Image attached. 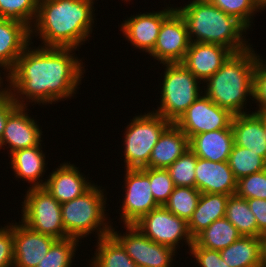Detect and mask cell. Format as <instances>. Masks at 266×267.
<instances>
[{
    "label": "cell",
    "instance_id": "obj_41",
    "mask_svg": "<svg viewBox=\"0 0 266 267\" xmlns=\"http://www.w3.org/2000/svg\"><path fill=\"white\" fill-rule=\"evenodd\" d=\"M250 210L254 214L258 226V238L266 232V199H246Z\"/></svg>",
    "mask_w": 266,
    "mask_h": 267
},
{
    "label": "cell",
    "instance_id": "obj_18",
    "mask_svg": "<svg viewBox=\"0 0 266 267\" xmlns=\"http://www.w3.org/2000/svg\"><path fill=\"white\" fill-rule=\"evenodd\" d=\"M80 168L70 162H63L53 169L44 180V188L60 203L71 201L85 193L93 184L82 174Z\"/></svg>",
    "mask_w": 266,
    "mask_h": 267
},
{
    "label": "cell",
    "instance_id": "obj_36",
    "mask_svg": "<svg viewBox=\"0 0 266 267\" xmlns=\"http://www.w3.org/2000/svg\"><path fill=\"white\" fill-rule=\"evenodd\" d=\"M236 194L244 199H266V169L240 178Z\"/></svg>",
    "mask_w": 266,
    "mask_h": 267
},
{
    "label": "cell",
    "instance_id": "obj_17",
    "mask_svg": "<svg viewBox=\"0 0 266 267\" xmlns=\"http://www.w3.org/2000/svg\"><path fill=\"white\" fill-rule=\"evenodd\" d=\"M232 53L229 48L222 45L191 42L181 63L204 84Z\"/></svg>",
    "mask_w": 266,
    "mask_h": 267
},
{
    "label": "cell",
    "instance_id": "obj_3",
    "mask_svg": "<svg viewBox=\"0 0 266 267\" xmlns=\"http://www.w3.org/2000/svg\"><path fill=\"white\" fill-rule=\"evenodd\" d=\"M184 5L175 6L174 10L184 18L191 42L222 45L233 53L252 46L247 41L250 39H246L244 35L250 30L237 18L226 14L209 0L189 2Z\"/></svg>",
    "mask_w": 266,
    "mask_h": 267
},
{
    "label": "cell",
    "instance_id": "obj_37",
    "mask_svg": "<svg viewBox=\"0 0 266 267\" xmlns=\"http://www.w3.org/2000/svg\"><path fill=\"white\" fill-rule=\"evenodd\" d=\"M149 180L155 202L164 206L175 187L167 169L149 168Z\"/></svg>",
    "mask_w": 266,
    "mask_h": 267
},
{
    "label": "cell",
    "instance_id": "obj_39",
    "mask_svg": "<svg viewBox=\"0 0 266 267\" xmlns=\"http://www.w3.org/2000/svg\"><path fill=\"white\" fill-rule=\"evenodd\" d=\"M188 253H191L193 261L200 267H230L221 258L219 251L199 247L194 242Z\"/></svg>",
    "mask_w": 266,
    "mask_h": 267
},
{
    "label": "cell",
    "instance_id": "obj_19",
    "mask_svg": "<svg viewBox=\"0 0 266 267\" xmlns=\"http://www.w3.org/2000/svg\"><path fill=\"white\" fill-rule=\"evenodd\" d=\"M195 173V188L201 193L236 194L238 180L228 162H212L198 157Z\"/></svg>",
    "mask_w": 266,
    "mask_h": 267
},
{
    "label": "cell",
    "instance_id": "obj_34",
    "mask_svg": "<svg viewBox=\"0 0 266 267\" xmlns=\"http://www.w3.org/2000/svg\"><path fill=\"white\" fill-rule=\"evenodd\" d=\"M197 158L198 157L189 149L172 165L166 168L175 187L195 188Z\"/></svg>",
    "mask_w": 266,
    "mask_h": 267
},
{
    "label": "cell",
    "instance_id": "obj_8",
    "mask_svg": "<svg viewBox=\"0 0 266 267\" xmlns=\"http://www.w3.org/2000/svg\"><path fill=\"white\" fill-rule=\"evenodd\" d=\"M23 197L22 223L57 240L69 238L63 226L61 204L44 187H29Z\"/></svg>",
    "mask_w": 266,
    "mask_h": 267
},
{
    "label": "cell",
    "instance_id": "obj_13",
    "mask_svg": "<svg viewBox=\"0 0 266 267\" xmlns=\"http://www.w3.org/2000/svg\"><path fill=\"white\" fill-rule=\"evenodd\" d=\"M187 25L181 14L174 10L162 23L156 44L148 54L163 63H181L190 46Z\"/></svg>",
    "mask_w": 266,
    "mask_h": 267
},
{
    "label": "cell",
    "instance_id": "obj_15",
    "mask_svg": "<svg viewBox=\"0 0 266 267\" xmlns=\"http://www.w3.org/2000/svg\"><path fill=\"white\" fill-rule=\"evenodd\" d=\"M28 106L17 105L9 114L0 139V149H9V155L20 149L42 146V130L39 122L30 116ZM29 113V114H28ZM38 122V124H37Z\"/></svg>",
    "mask_w": 266,
    "mask_h": 267
},
{
    "label": "cell",
    "instance_id": "obj_32",
    "mask_svg": "<svg viewBox=\"0 0 266 267\" xmlns=\"http://www.w3.org/2000/svg\"><path fill=\"white\" fill-rule=\"evenodd\" d=\"M79 242L74 237L56 240L37 267H72Z\"/></svg>",
    "mask_w": 266,
    "mask_h": 267
},
{
    "label": "cell",
    "instance_id": "obj_24",
    "mask_svg": "<svg viewBox=\"0 0 266 267\" xmlns=\"http://www.w3.org/2000/svg\"><path fill=\"white\" fill-rule=\"evenodd\" d=\"M189 149V138L175 123H171L160 135L147 167L166 169Z\"/></svg>",
    "mask_w": 266,
    "mask_h": 267
},
{
    "label": "cell",
    "instance_id": "obj_21",
    "mask_svg": "<svg viewBox=\"0 0 266 267\" xmlns=\"http://www.w3.org/2000/svg\"><path fill=\"white\" fill-rule=\"evenodd\" d=\"M231 127L236 146L251 150L266 161V135L263 128V113L252 111L234 115Z\"/></svg>",
    "mask_w": 266,
    "mask_h": 267
},
{
    "label": "cell",
    "instance_id": "obj_10",
    "mask_svg": "<svg viewBox=\"0 0 266 267\" xmlns=\"http://www.w3.org/2000/svg\"><path fill=\"white\" fill-rule=\"evenodd\" d=\"M124 175L125 191L120 205L121 223L133 225L142 216L156 209L159 205L155 202L149 180V168L126 169Z\"/></svg>",
    "mask_w": 266,
    "mask_h": 267
},
{
    "label": "cell",
    "instance_id": "obj_6",
    "mask_svg": "<svg viewBox=\"0 0 266 267\" xmlns=\"http://www.w3.org/2000/svg\"><path fill=\"white\" fill-rule=\"evenodd\" d=\"M165 69L158 109L164 119L175 123L202 94L203 85L182 63H163ZM165 67V68H164Z\"/></svg>",
    "mask_w": 266,
    "mask_h": 267
},
{
    "label": "cell",
    "instance_id": "obj_47",
    "mask_svg": "<svg viewBox=\"0 0 266 267\" xmlns=\"http://www.w3.org/2000/svg\"><path fill=\"white\" fill-rule=\"evenodd\" d=\"M197 1H206V0H189L187 3H189V2H197Z\"/></svg>",
    "mask_w": 266,
    "mask_h": 267
},
{
    "label": "cell",
    "instance_id": "obj_20",
    "mask_svg": "<svg viewBox=\"0 0 266 267\" xmlns=\"http://www.w3.org/2000/svg\"><path fill=\"white\" fill-rule=\"evenodd\" d=\"M31 43V30L19 21L0 17V65L10 72Z\"/></svg>",
    "mask_w": 266,
    "mask_h": 267
},
{
    "label": "cell",
    "instance_id": "obj_43",
    "mask_svg": "<svg viewBox=\"0 0 266 267\" xmlns=\"http://www.w3.org/2000/svg\"><path fill=\"white\" fill-rule=\"evenodd\" d=\"M0 68L4 71H2L1 69H0V71L1 72H3V73H1L0 72V99H2V98H4V97H6L9 93H10V87H9V72L2 66V65H0ZM6 72V73H5ZM5 73V74H4ZM4 76V77H1L2 75ZM6 77V78H5ZM5 78L6 80H3V79ZM3 81H6L7 82V84H6V82H3ZM6 85H5V84ZM6 87H5V86Z\"/></svg>",
    "mask_w": 266,
    "mask_h": 267
},
{
    "label": "cell",
    "instance_id": "obj_31",
    "mask_svg": "<svg viewBox=\"0 0 266 267\" xmlns=\"http://www.w3.org/2000/svg\"><path fill=\"white\" fill-rule=\"evenodd\" d=\"M201 192L192 187H174L164 207L187 222L197 207Z\"/></svg>",
    "mask_w": 266,
    "mask_h": 267
},
{
    "label": "cell",
    "instance_id": "obj_7",
    "mask_svg": "<svg viewBox=\"0 0 266 267\" xmlns=\"http://www.w3.org/2000/svg\"><path fill=\"white\" fill-rule=\"evenodd\" d=\"M171 124L152 110L136 115L124 132V169L147 168L152 150L160 135Z\"/></svg>",
    "mask_w": 266,
    "mask_h": 267
},
{
    "label": "cell",
    "instance_id": "obj_5",
    "mask_svg": "<svg viewBox=\"0 0 266 267\" xmlns=\"http://www.w3.org/2000/svg\"><path fill=\"white\" fill-rule=\"evenodd\" d=\"M101 188L94 183L81 196L61 204L63 226L69 237L81 241L94 232L97 239L111 233L113 222L108 219L105 209L107 193Z\"/></svg>",
    "mask_w": 266,
    "mask_h": 267
},
{
    "label": "cell",
    "instance_id": "obj_29",
    "mask_svg": "<svg viewBox=\"0 0 266 267\" xmlns=\"http://www.w3.org/2000/svg\"><path fill=\"white\" fill-rule=\"evenodd\" d=\"M225 218L242 236L258 237L257 221L246 199L237 194L230 195L226 203Z\"/></svg>",
    "mask_w": 266,
    "mask_h": 267
},
{
    "label": "cell",
    "instance_id": "obj_42",
    "mask_svg": "<svg viewBox=\"0 0 266 267\" xmlns=\"http://www.w3.org/2000/svg\"><path fill=\"white\" fill-rule=\"evenodd\" d=\"M17 106L11 93L0 99V139L6 126L8 114Z\"/></svg>",
    "mask_w": 266,
    "mask_h": 267
},
{
    "label": "cell",
    "instance_id": "obj_1",
    "mask_svg": "<svg viewBox=\"0 0 266 267\" xmlns=\"http://www.w3.org/2000/svg\"><path fill=\"white\" fill-rule=\"evenodd\" d=\"M31 44L33 42L9 72L10 93L15 103L40 106L75 96L86 71L84 59L75 53L77 49L35 47Z\"/></svg>",
    "mask_w": 266,
    "mask_h": 267
},
{
    "label": "cell",
    "instance_id": "obj_30",
    "mask_svg": "<svg viewBox=\"0 0 266 267\" xmlns=\"http://www.w3.org/2000/svg\"><path fill=\"white\" fill-rule=\"evenodd\" d=\"M228 163L237 180L266 169V161L261 156L235 144Z\"/></svg>",
    "mask_w": 266,
    "mask_h": 267
},
{
    "label": "cell",
    "instance_id": "obj_38",
    "mask_svg": "<svg viewBox=\"0 0 266 267\" xmlns=\"http://www.w3.org/2000/svg\"><path fill=\"white\" fill-rule=\"evenodd\" d=\"M253 101L257 104L256 113H266V59L257 53L254 66Z\"/></svg>",
    "mask_w": 266,
    "mask_h": 267
},
{
    "label": "cell",
    "instance_id": "obj_40",
    "mask_svg": "<svg viewBox=\"0 0 266 267\" xmlns=\"http://www.w3.org/2000/svg\"><path fill=\"white\" fill-rule=\"evenodd\" d=\"M0 226V267H13L14 240L13 223Z\"/></svg>",
    "mask_w": 266,
    "mask_h": 267
},
{
    "label": "cell",
    "instance_id": "obj_2",
    "mask_svg": "<svg viewBox=\"0 0 266 267\" xmlns=\"http://www.w3.org/2000/svg\"><path fill=\"white\" fill-rule=\"evenodd\" d=\"M95 1L39 0L37 17L30 29L31 42L39 36L42 47L81 48L92 37Z\"/></svg>",
    "mask_w": 266,
    "mask_h": 267
},
{
    "label": "cell",
    "instance_id": "obj_33",
    "mask_svg": "<svg viewBox=\"0 0 266 267\" xmlns=\"http://www.w3.org/2000/svg\"><path fill=\"white\" fill-rule=\"evenodd\" d=\"M39 0H0V17L19 21L30 29L38 12Z\"/></svg>",
    "mask_w": 266,
    "mask_h": 267
},
{
    "label": "cell",
    "instance_id": "obj_26",
    "mask_svg": "<svg viewBox=\"0 0 266 267\" xmlns=\"http://www.w3.org/2000/svg\"><path fill=\"white\" fill-rule=\"evenodd\" d=\"M221 258L230 267H261L260 239L254 236H242L219 251Z\"/></svg>",
    "mask_w": 266,
    "mask_h": 267
},
{
    "label": "cell",
    "instance_id": "obj_14",
    "mask_svg": "<svg viewBox=\"0 0 266 267\" xmlns=\"http://www.w3.org/2000/svg\"><path fill=\"white\" fill-rule=\"evenodd\" d=\"M174 11L172 6L166 7L159 11L138 13L127 17L119 27L127 42L133 45V48L149 54L157 41L160 27L163 21Z\"/></svg>",
    "mask_w": 266,
    "mask_h": 267
},
{
    "label": "cell",
    "instance_id": "obj_12",
    "mask_svg": "<svg viewBox=\"0 0 266 267\" xmlns=\"http://www.w3.org/2000/svg\"><path fill=\"white\" fill-rule=\"evenodd\" d=\"M233 116L229 110L219 107L203 93L175 124L190 139L200 133L231 128Z\"/></svg>",
    "mask_w": 266,
    "mask_h": 267
},
{
    "label": "cell",
    "instance_id": "obj_11",
    "mask_svg": "<svg viewBox=\"0 0 266 267\" xmlns=\"http://www.w3.org/2000/svg\"><path fill=\"white\" fill-rule=\"evenodd\" d=\"M126 231L122 234L111 228V234L121 243L127 255L140 267H172L174 249L156 243L143 235L134 225H125Z\"/></svg>",
    "mask_w": 266,
    "mask_h": 267
},
{
    "label": "cell",
    "instance_id": "obj_45",
    "mask_svg": "<svg viewBox=\"0 0 266 267\" xmlns=\"http://www.w3.org/2000/svg\"><path fill=\"white\" fill-rule=\"evenodd\" d=\"M256 3L262 8V9H266V0H255Z\"/></svg>",
    "mask_w": 266,
    "mask_h": 267
},
{
    "label": "cell",
    "instance_id": "obj_25",
    "mask_svg": "<svg viewBox=\"0 0 266 267\" xmlns=\"http://www.w3.org/2000/svg\"><path fill=\"white\" fill-rule=\"evenodd\" d=\"M229 196L201 193L197 207L188 221V230L193 238L215 220L225 217L226 203Z\"/></svg>",
    "mask_w": 266,
    "mask_h": 267
},
{
    "label": "cell",
    "instance_id": "obj_27",
    "mask_svg": "<svg viewBox=\"0 0 266 267\" xmlns=\"http://www.w3.org/2000/svg\"><path fill=\"white\" fill-rule=\"evenodd\" d=\"M97 240L89 267H137L121 243L110 233Z\"/></svg>",
    "mask_w": 266,
    "mask_h": 267
},
{
    "label": "cell",
    "instance_id": "obj_23",
    "mask_svg": "<svg viewBox=\"0 0 266 267\" xmlns=\"http://www.w3.org/2000/svg\"><path fill=\"white\" fill-rule=\"evenodd\" d=\"M42 148V146H34L17 150L12 152L10 156L8 155L14 176L16 179L30 183L31 186L29 187L45 186L46 181L43 180V177L48 163H46V154Z\"/></svg>",
    "mask_w": 266,
    "mask_h": 267
},
{
    "label": "cell",
    "instance_id": "obj_4",
    "mask_svg": "<svg viewBox=\"0 0 266 267\" xmlns=\"http://www.w3.org/2000/svg\"><path fill=\"white\" fill-rule=\"evenodd\" d=\"M255 60L256 51L252 46L232 53L222 67L204 82V94L233 115L251 112L247 111L246 104L249 98L253 101Z\"/></svg>",
    "mask_w": 266,
    "mask_h": 267
},
{
    "label": "cell",
    "instance_id": "obj_28",
    "mask_svg": "<svg viewBox=\"0 0 266 267\" xmlns=\"http://www.w3.org/2000/svg\"><path fill=\"white\" fill-rule=\"evenodd\" d=\"M241 237L236 227L225 217L215 220L207 228L198 233L193 242L210 250L221 251Z\"/></svg>",
    "mask_w": 266,
    "mask_h": 267
},
{
    "label": "cell",
    "instance_id": "obj_22",
    "mask_svg": "<svg viewBox=\"0 0 266 267\" xmlns=\"http://www.w3.org/2000/svg\"><path fill=\"white\" fill-rule=\"evenodd\" d=\"M234 144L232 127L200 133L189 139L190 150L197 157L212 162H228Z\"/></svg>",
    "mask_w": 266,
    "mask_h": 267
},
{
    "label": "cell",
    "instance_id": "obj_46",
    "mask_svg": "<svg viewBox=\"0 0 266 267\" xmlns=\"http://www.w3.org/2000/svg\"><path fill=\"white\" fill-rule=\"evenodd\" d=\"M263 128H264L265 135H266V113H263Z\"/></svg>",
    "mask_w": 266,
    "mask_h": 267
},
{
    "label": "cell",
    "instance_id": "obj_44",
    "mask_svg": "<svg viewBox=\"0 0 266 267\" xmlns=\"http://www.w3.org/2000/svg\"><path fill=\"white\" fill-rule=\"evenodd\" d=\"M262 267H266V232L259 236Z\"/></svg>",
    "mask_w": 266,
    "mask_h": 267
},
{
    "label": "cell",
    "instance_id": "obj_35",
    "mask_svg": "<svg viewBox=\"0 0 266 267\" xmlns=\"http://www.w3.org/2000/svg\"><path fill=\"white\" fill-rule=\"evenodd\" d=\"M226 14L232 15L242 22L248 29L255 19L253 16L264 11L255 0H209Z\"/></svg>",
    "mask_w": 266,
    "mask_h": 267
},
{
    "label": "cell",
    "instance_id": "obj_16",
    "mask_svg": "<svg viewBox=\"0 0 266 267\" xmlns=\"http://www.w3.org/2000/svg\"><path fill=\"white\" fill-rule=\"evenodd\" d=\"M13 240V267H37L57 239L33 231L19 221L13 222Z\"/></svg>",
    "mask_w": 266,
    "mask_h": 267
},
{
    "label": "cell",
    "instance_id": "obj_9",
    "mask_svg": "<svg viewBox=\"0 0 266 267\" xmlns=\"http://www.w3.org/2000/svg\"><path fill=\"white\" fill-rule=\"evenodd\" d=\"M143 235L161 245L177 251L185 242L188 250L193 244V237L188 230V222L179 218L164 206H159L142 216L133 224ZM182 241V242H181Z\"/></svg>",
    "mask_w": 266,
    "mask_h": 267
}]
</instances>
